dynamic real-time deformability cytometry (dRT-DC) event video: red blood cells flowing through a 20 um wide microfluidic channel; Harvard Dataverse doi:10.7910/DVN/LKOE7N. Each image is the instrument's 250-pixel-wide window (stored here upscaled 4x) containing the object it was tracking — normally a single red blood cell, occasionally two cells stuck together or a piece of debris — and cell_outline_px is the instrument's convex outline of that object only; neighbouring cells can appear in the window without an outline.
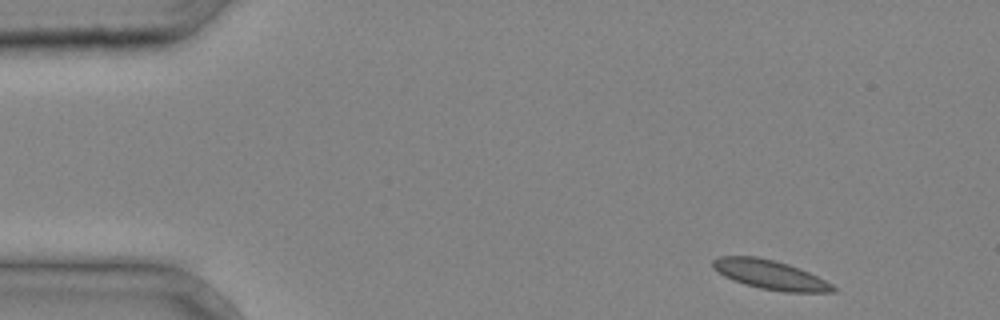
{"species": "common noctule bat (a hibernating species)", "species_latin": "Nyctalus noctula", "temperature_condition": "cold", "stored_images_in_passage": 3, "camera_frame_rate_fps": 3000, "um_per_image_px": 0.085, "animal": {"sex": "male", "body_mass_g": 20.4}, "frame": {"image": 1, "passage_image": 1, "time_ms": 0.0, "image_size_px": [1000, 320], "cell_outline_px": [[836, 292], [784, 292], [760, 288], [744, 284], [732, 280], [724, 276], [712, 268], [712, 260], [720, 256], [756, 256], [788, 264], [800, 268], [832, 284], [836, 288]], "centroid_in_image_um": [65.43, 23.35], "position_along_channel_um": 19.6, "area_um2": 20.4}}
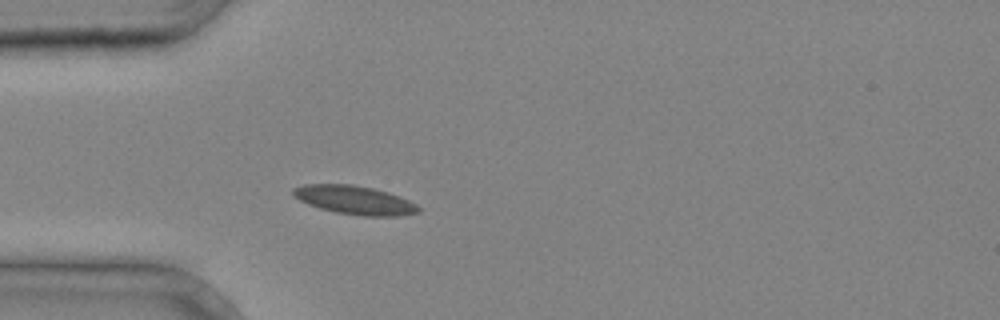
{"frame": {"image": 2, "passage_image": 3, "time_ms": 0.667, "image_size_px": [1000, 320], "cell_outline_px": [[420, 212], [396, 216], [364, 216], [336, 212], [320, 208], [308, 204], [300, 200], [292, 192], [292, 188], [304, 184], [352, 184], [372, 188], [388, 192], [400, 196], [416, 204], [420, 208]], "centroid_in_image_um": [30.15, 17.0], "position_along_channel_um": 54.8, "area_um2": 20.81}}